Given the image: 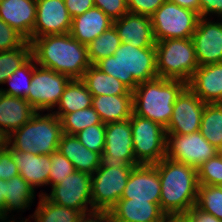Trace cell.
I'll return each mask as SVG.
<instances>
[{"label": "cell", "instance_id": "cell-1", "mask_svg": "<svg viewBox=\"0 0 222 222\" xmlns=\"http://www.w3.org/2000/svg\"><path fill=\"white\" fill-rule=\"evenodd\" d=\"M31 56L39 67L65 74L72 79H81L92 65L88 48L70 33L44 35L31 42Z\"/></svg>", "mask_w": 222, "mask_h": 222}, {"label": "cell", "instance_id": "cell-2", "mask_svg": "<svg viewBox=\"0 0 222 222\" xmlns=\"http://www.w3.org/2000/svg\"><path fill=\"white\" fill-rule=\"evenodd\" d=\"M155 165L161 182L160 209L167 216L184 215L197 203V169L167 157Z\"/></svg>", "mask_w": 222, "mask_h": 222}, {"label": "cell", "instance_id": "cell-3", "mask_svg": "<svg viewBox=\"0 0 222 222\" xmlns=\"http://www.w3.org/2000/svg\"><path fill=\"white\" fill-rule=\"evenodd\" d=\"M95 66L120 80L132 92L139 83L158 77L155 46L139 48L121 42L114 55L98 61Z\"/></svg>", "mask_w": 222, "mask_h": 222}, {"label": "cell", "instance_id": "cell-4", "mask_svg": "<svg viewBox=\"0 0 222 222\" xmlns=\"http://www.w3.org/2000/svg\"><path fill=\"white\" fill-rule=\"evenodd\" d=\"M186 87L183 81L161 77L141 82L133 91V113L166 128L174 103Z\"/></svg>", "mask_w": 222, "mask_h": 222}, {"label": "cell", "instance_id": "cell-5", "mask_svg": "<svg viewBox=\"0 0 222 222\" xmlns=\"http://www.w3.org/2000/svg\"><path fill=\"white\" fill-rule=\"evenodd\" d=\"M60 119L53 113L37 112L21 128L4 141L13 149L38 155H50L58 150L62 135Z\"/></svg>", "mask_w": 222, "mask_h": 222}, {"label": "cell", "instance_id": "cell-6", "mask_svg": "<svg viewBox=\"0 0 222 222\" xmlns=\"http://www.w3.org/2000/svg\"><path fill=\"white\" fill-rule=\"evenodd\" d=\"M157 76L188 84L199 64L192 38L156 41Z\"/></svg>", "mask_w": 222, "mask_h": 222}, {"label": "cell", "instance_id": "cell-7", "mask_svg": "<svg viewBox=\"0 0 222 222\" xmlns=\"http://www.w3.org/2000/svg\"><path fill=\"white\" fill-rule=\"evenodd\" d=\"M199 18L197 12L166 0L150 16L154 38L156 41L192 38Z\"/></svg>", "mask_w": 222, "mask_h": 222}, {"label": "cell", "instance_id": "cell-8", "mask_svg": "<svg viewBox=\"0 0 222 222\" xmlns=\"http://www.w3.org/2000/svg\"><path fill=\"white\" fill-rule=\"evenodd\" d=\"M133 152L138 164H155L166 157L167 133L160 124L132 113Z\"/></svg>", "mask_w": 222, "mask_h": 222}, {"label": "cell", "instance_id": "cell-9", "mask_svg": "<svg viewBox=\"0 0 222 222\" xmlns=\"http://www.w3.org/2000/svg\"><path fill=\"white\" fill-rule=\"evenodd\" d=\"M33 58V74L30 90L25 98L37 112L54 109L58 104L67 84L72 80L69 76L54 70L36 67Z\"/></svg>", "mask_w": 222, "mask_h": 222}, {"label": "cell", "instance_id": "cell-10", "mask_svg": "<svg viewBox=\"0 0 222 222\" xmlns=\"http://www.w3.org/2000/svg\"><path fill=\"white\" fill-rule=\"evenodd\" d=\"M136 165L130 120L106 124L100 167L134 168Z\"/></svg>", "mask_w": 222, "mask_h": 222}, {"label": "cell", "instance_id": "cell-11", "mask_svg": "<svg viewBox=\"0 0 222 222\" xmlns=\"http://www.w3.org/2000/svg\"><path fill=\"white\" fill-rule=\"evenodd\" d=\"M132 169L99 167L91 175L93 210L109 211L121 199Z\"/></svg>", "mask_w": 222, "mask_h": 222}, {"label": "cell", "instance_id": "cell-12", "mask_svg": "<svg viewBox=\"0 0 222 222\" xmlns=\"http://www.w3.org/2000/svg\"><path fill=\"white\" fill-rule=\"evenodd\" d=\"M218 153L198 131L191 134H167L166 157L195 169Z\"/></svg>", "mask_w": 222, "mask_h": 222}, {"label": "cell", "instance_id": "cell-13", "mask_svg": "<svg viewBox=\"0 0 222 222\" xmlns=\"http://www.w3.org/2000/svg\"><path fill=\"white\" fill-rule=\"evenodd\" d=\"M43 194L49 201L63 207L72 208L82 214L93 211L91 202V175L74 171L57 185L52 186L48 195ZM88 204L90 208L88 209Z\"/></svg>", "mask_w": 222, "mask_h": 222}, {"label": "cell", "instance_id": "cell-14", "mask_svg": "<svg viewBox=\"0 0 222 222\" xmlns=\"http://www.w3.org/2000/svg\"><path fill=\"white\" fill-rule=\"evenodd\" d=\"M205 104L187 86L174 103L166 133L184 135L198 132Z\"/></svg>", "mask_w": 222, "mask_h": 222}, {"label": "cell", "instance_id": "cell-15", "mask_svg": "<svg viewBox=\"0 0 222 222\" xmlns=\"http://www.w3.org/2000/svg\"><path fill=\"white\" fill-rule=\"evenodd\" d=\"M72 18L64 0H36L32 40L44 35L70 33Z\"/></svg>", "mask_w": 222, "mask_h": 222}, {"label": "cell", "instance_id": "cell-16", "mask_svg": "<svg viewBox=\"0 0 222 222\" xmlns=\"http://www.w3.org/2000/svg\"><path fill=\"white\" fill-rule=\"evenodd\" d=\"M161 182L155 164L136 165L127 180L121 199L156 203L160 206Z\"/></svg>", "mask_w": 222, "mask_h": 222}, {"label": "cell", "instance_id": "cell-17", "mask_svg": "<svg viewBox=\"0 0 222 222\" xmlns=\"http://www.w3.org/2000/svg\"><path fill=\"white\" fill-rule=\"evenodd\" d=\"M200 17L192 40L199 66L222 62V22Z\"/></svg>", "mask_w": 222, "mask_h": 222}, {"label": "cell", "instance_id": "cell-18", "mask_svg": "<svg viewBox=\"0 0 222 222\" xmlns=\"http://www.w3.org/2000/svg\"><path fill=\"white\" fill-rule=\"evenodd\" d=\"M121 42L144 48L156 45L150 16L126 13L113 21Z\"/></svg>", "mask_w": 222, "mask_h": 222}, {"label": "cell", "instance_id": "cell-19", "mask_svg": "<svg viewBox=\"0 0 222 222\" xmlns=\"http://www.w3.org/2000/svg\"><path fill=\"white\" fill-rule=\"evenodd\" d=\"M187 86L206 104L222 103V62L199 66Z\"/></svg>", "mask_w": 222, "mask_h": 222}, {"label": "cell", "instance_id": "cell-20", "mask_svg": "<svg viewBox=\"0 0 222 222\" xmlns=\"http://www.w3.org/2000/svg\"><path fill=\"white\" fill-rule=\"evenodd\" d=\"M0 18L31 42L36 0H0Z\"/></svg>", "mask_w": 222, "mask_h": 222}, {"label": "cell", "instance_id": "cell-21", "mask_svg": "<svg viewBox=\"0 0 222 222\" xmlns=\"http://www.w3.org/2000/svg\"><path fill=\"white\" fill-rule=\"evenodd\" d=\"M2 144L11 152L12 158L21 175L33 188L49 185L51 168L50 155H38L30 152L17 151L4 140Z\"/></svg>", "mask_w": 222, "mask_h": 222}, {"label": "cell", "instance_id": "cell-22", "mask_svg": "<svg viewBox=\"0 0 222 222\" xmlns=\"http://www.w3.org/2000/svg\"><path fill=\"white\" fill-rule=\"evenodd\" d=\"M36 113L37 111L25 98L2 94L0 98V138L6 139Z\"/></svg>", "mask_w": 222, "mask_h": 222}, {"label": "cell", "instance_id": "cell-23", "mask_svg": "<svg viewBox=\"0 0 222 222\" xmlns=\"http://www.w3.org/2000/svg\"><path fill=\"white\" fill-rule=\"evenodd\" d=\"M113 222H164L166 214L156 203L120 199L109 211Z\"/></svg>", "mask_w": 222, "mask_h": 222}, {"label": "cell", "instance_id": "cell-24", "mask_svg": "<svg viewBox=\"0 0 222 222\" xmlns=\"http://www.w3.org/2000/svg\"><path fill=\"white\" fill-rule=\"evenodd\" d=\"M111 26H113V20L100 8L93 7L82 15L72 18L70 34L87 46Z\"/></svg>", "mask_w": 222, "mask_h": 222}, {"label": "cell", "instance_id": "cell-25", "mask_svg": "<svg viewBox=\"0 0 222 222\" xmlns=\"http://www.w3.org/2000/svg\"><path fill=\"white\" fill-rule=\"evenodd\" d=\"M58 151L73 164L75 171L92 175L101 165V154L87 149L75 135L62 133Z\"/></svg>", "mask_w": 222, "mask_h": 222}, {"label": "cell", "instance_id": "cell-26", "mask_svg": "<svg viewBox=\"0 0 222 222\" xmlns=\"http://www.w3.org/2000/svg\"><path fill=\"white\" fill-rule=\"evenodd\" d=\"M91 106L104 124L124 121L133 113V95L93 96Z\"/></svg>", "mask_w": 222, "mask_h": 222}, {"label": "cell", "instance_id": "cell-27", "mask_svg": "<svg viewBox=\"0 0 222 222\" xmlns=\"http://www.w3.org/2000/svg\"><path fill=\"white\" fill-rule=\"evenodd\" d=\"M81 80L85 83L92 96L99 95H133L120 80L105 74L95 65H91Z\"/></svg>", "mask_w": 222, "mask_h": 222}, {"label": "cell", "instance_id": "cell-28", "mask_svg": "<svg viewBox=\"0 0 222 222\" xmlns=\"http://www.w3.org/2000/svg\"><path fill=\"white\" fill-rule=\"evenodd\" d=\"M35 189L21 176L12 177L6 181V196L4 206V222H17L7 221V215L10 211L25 210L33 202L35 197ZM6 220V221H5Z\"/></svg>", "mask_w": 222, "mask_h": 222}, {"label": "cell", "instance_id": "cell-29", "mask_svg": "<svg viewBox=\"0 0 222 222\" xmlns=\"http://www.w3.org/2000/svg\"><path fill=\"white\" fill-rule=\"evenodd\" d=\"M92 94L81 79H72L66 86L53 114H67L91 107Z\"/></svg>", "mask_w": 222, "mask_h": 222}, {"label": "cell", "instance_id": "cell-30", "mask_svg": "<svg viewBox=\"0 0 222 222\" xmlns=\"http://www.w3.org/2000/svg\"><path fill=\"white\" fill-rule=\"evenodd\" d=\"M38 207L30 218L34 222H77L82 213L78 210L59 206L49 201L43 194L39 195ZM29 219L20 222H28Z\"/></svg>", "mask_w": 222, "mask_h": 222}, {"label": "cell", "instance_id": "cell-31", "mask_svg": "<svg viewBox=\"0 0 222 222\" xmlns=\"http://www.w3.org/2000/svg\"><path fill=\"white\" fill-rule=\"evenodd\" d=\"M199 132L216 148L222 144V103L205 104Z\"/></svg>", "mask_w": 222, "mask_h": 222}, {"label": "cell", "instance_id": "cell-32", "mask_svg": "<svg viewBox=\"0 0 222 222\" xmlns=\"http://www.w3.org/2000/svg\"><path fill=\"white\" fill-rule=\"evenodd\" d=\"M120 44V37L113 25L87 45L90 63L95 65L98 61L114 55Z\"/></svg>", "mask_w": 222, "mask_h": 222}, {"label": "cell", "instance_id": "cell-33", "mask_svg": "<svg viewBox=\"0 0 222 222\" xmlns=\"http://www.w3.org/2000/svg\"><path fill=\"white\" fill-rule=\"evenodd\" d=\"M55 115L61 121L62 132L70 135H75L88 126L103 123L99 114L94 110L92 106L67 114Z\"/></svg>", "mask_w": 222, "mask_h": 222}, {"label": "cell", "instance_id": "cell-34", "mask_svg": "<svg viewBox=\"0 0 222 222\" xmlns=\"http://www.w3.org/2000/svg\"><path fill=\"white\" fill-rule=\"evenodd\" d=\"M31 57V44L27 41L22 47L0 52V84L5 81Z\"/></svg>", "mask_w": 222, "mask_h": 222}, {"label": "cell", "instance_id": "cell-35", "mask_svg": "<svg viewBox=\"0 0 222 222\" xmlns=\"http://www.w3.org/2000/svg\"><path fill=\"white\" fill-rule=\"evenodd\" d=\"M33 74V57L31 56L23 65L14 71V73L5 81L10 88L4 90L3 94L15 97L26 98L29 90L31 77Z\"/></svg>", "mask_w": 222, "mask_h": 222}, {"label": "cell", "instance_id": "cell-36", "mask_svg": "<svg viewBox=\"0 0 222 222\" xmlns=\"http://www.w3.org/2000/svg\"><path fill=\"white\" fill-rule=\"evenodd\" d=\"M196 206L222 221V192L218 186L199 184Z\"/></svg>", "mask_w": 222, "mask_h": 222}, {"label": "cell", "instance_id": "cell-37", "mask_svg": "<svg viewBox=\"0 0 222 222\" xmlns=\"http://www.w3.org/2000/svg\"><path fill=\"white\" fill-rule=\"evenodd\" d=\"M105 126L104 123L88 126L75 136L87 149L102 154L105 149Z\"/></svg>", "mask_w": 222, "mask_h": 222}, {"label": "cell", "instance_id": "cell-38", "mask_svg": "<svg viewBox=\"0 0 222 222\" xmlns=\"http://www.w3.org/2000/svg\"><path fill=\"white\" fill-rule=\"evenodd\" d=\"M200 185L218 186L222 183V156L216 154L197 169Z\"/></svg>", "mask_w": 222, "mask_h": 222}, {"label": "cell", "instance_id": "cell-39", "mask_svg": "<svg viewBox=\"0 0 222 222\" xmlns=\"http://www.w3.org/2000/svg\"><path fill=\"white\" fill-rule=\"evenodd\" d=\"M51 168L49 185L54 186L72 174L75 169L73 164L58 150L50 154Z\"/></svg>", "mask_w": 222, "mask_h": 222}, {"label": "cell", "instance_id": "cell-40", "mask_svg": "<svg viewBox=\"0 0 222 222\" xmlns=\"http://www.w3.org/2000/svg\"><path fill=\"white\" fill-rule=\"evenodd\" d=\"M27 40L0 18V52L22 47Z\"/></svg>", "mask_w": 222, "mask_h": 222}, {"label": "cell", "instance_id": "cell-41", "mask_svg": "<svg viewBox=\"0 0 222 222\" xmlns=\"http://www.w3.org/2000/svg\"><path fill=\"white\" fill-rule=\"evenodd\" d=\"M94 5L113 21L128 13L127 0H94Z\"/></svg>", "mask_w": 222, "mask_h": 222}, {"label": "cell", "instance_id": "cell-42", "mask_svg": "<svg viewBox=\"0 0 222 222\" xmlns=\"http://www.w3.org/2000/svg\"><path fill=\"white\" fill-rule=\"evenodd\" d=\"M18 168L14 162L11 152L0 144V179L8 181L12 177L18 176Z\"/></svg>", "mask_w": 222, "mask_h": 222}, {"label": "cell", "instance_id": "cell-43", "mask_svg": "<svg viewBox=\"0 0 222 222\" xmlns=\"http://www.w3.org/2000/svg\"><path fill=\"white\" fill-rule=\"evenodd\" d=\"M166 0H127L129 13L151 16Z\"/></svg>", "mask_w": 222, "mask_h": 222}, {"label": "cell", "instance_id": "cell-44", "mask_svg": "<svg viewBox=\"0 0 222 222\" xmlns=\"http://www.w3.org/2000/svg\"><path fill=\"white\" fill-rule=\"evenodd\" d=\"M71 18L82 15L89 9L95 7L94 0H64Z\"/></svg>", "mask_w": 222, "mask_h": 222}, {"label": "cell", "instance_id": "cell-45", "mask_svg": "<svg viewBox=\"0 0 222 222\" xmlns=\"http://www.w3.org/2000/svg\"><path fill=\"white\" fill-rule=\"evenodd\" d=\"M183 216L188 222H222L212 214L202 211L196 205L191 207Z\"/></svg>", "mask_w": 222, "mask_h": 222}, {"label": "cell", "instance_id": "cell-46", "mask_svg": "<svg viewBox=\"0 0 222 222\" xmlns=\"http://www.w3.org/2000/svg\"><path fill=\"white\" fill-rule=\"evenodd\" d=\"M210 13L222 18V0H200V17L206 18Z\"/></svg>", "mask_w": 222, "mask_h": 222}, {"label": "cell", "instance_id": "cell-47", "mask_svg": "<svg viewBox=\"0 0 222 222\" xmlns=\"http://www.w3.org/2000/svg\"><path fill=\"white\" fill-rule=\"evenodd\" d=\"M77 222H113L108 211L93 210L82 214Z\"/></svg>", "mask_w": 222, "mask_h": 222}, {"label": "cell", "instance_id": "cell-48", "mask_svg": "<svg viewBox=\"0 0 222 222\" xmlns=\"http://www.w3.org/2000/svg\"><path fill=\"white\" fill-rule=\"evenodd\" d=\"M168 1L175 3L183 8L195 11L200 16V0H168Z\"/></svg>", "mask_w": 222, "mask_h": 222}, {"label": "cell", "instance_id": "cell-49", "mask_svg": "<svg viewBox=\"0 0 222 222\" xmlns=\"http://www.w3.org/2000/svg\"><path fill=\"white\" fill-rule=\"evenodd\" d=\"M6 196V181L0 179V221L4 222V206Z\"/></svg>", "mask_w": 222, "mask_h": 222}, {"label": "cell", "instance_id": "cell-50", "mask_svg": "<svg viewBox=\"0 0 222 222\" xmlns=\"http://www.w3.org/2000/svg\"><path fill=\"white\" fill-rule=\"evenodd\" d=\"M164 222H188L183 215L178 216H166Z\"/></svg>", "mask_w": 222, "mask_h": 222}, {"label": "cell", "instance_id": "cell-51", "mask_svg": "<svg viewBox=\"0 0 222 222\" xmlns=\"http://www.w3.org/2000/svg\"><path fill=\"white\" fill-rule=\"evenodd\" d=\"M218 154L222 156V144L218 147Z\"/></svg>", "mask_w": 222, "mask_h": 222}, {"label": "cell", "instance_id": "cell-52", "mask_svg": "<svg viewBox=\"0 0 222 222\" xmlns=\"http://www.w3.org/2000/svg\"><path fill=\"white\" fill-rule=\"evenodd\" d=\"M219 189L221 190L222 192V183L218 185Z\"/></svg>", "mask_w": 222, "mask_h": 222}, {"label": "cell", "instance_id": "cell-53", "mask_svg": "<svg viewBox=\"0 0 222 222\" xmlns=\"http://www.w3.org/2000/svg\"><path fill=\"white\" fill-rule=\"evenodd\" d=\"M2 94H3V92H2V88H1L0 89V98H1Z\"/></svg>", "mask_w": 222, "mask_h": 222}]
</instances>
